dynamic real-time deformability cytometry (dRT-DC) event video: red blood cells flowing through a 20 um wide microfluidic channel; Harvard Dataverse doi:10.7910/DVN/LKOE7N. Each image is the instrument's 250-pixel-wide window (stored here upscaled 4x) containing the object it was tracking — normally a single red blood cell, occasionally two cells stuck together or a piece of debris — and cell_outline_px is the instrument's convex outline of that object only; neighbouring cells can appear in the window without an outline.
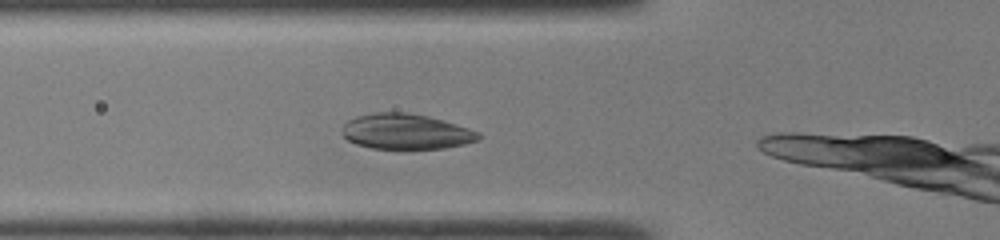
{"species": "common noctule bat (a hibernating species)", "species_latin": "Nyctalus noctula", "temperature_condition": "room temperature", "stored_images_in_passage": 11, "camera_frame_rate_fps": 3000, "um_per_image_px": 0.085, "animal": {"sex": "male", "body_mass_g": 19.0, "forearm_length_mm": 50.8}, "frame": {"image": 1, "passage_image": 4, "time_ms": 1.0, "image_size_px": [1000, 240], "cell_outline_px": [[484, 136], [480, 140], [464, 144], [444, 148], [404, 152], [400, 152], [372, 148], [356, 144], [348, 140], [340, 132], [344, 124], [348, 120], [356, 116], [376, 112], [408, 112], [428, 116], [456, 124], [480, 132]], "centroid_in_image_um": [34.52, 11.23], "position_along_channel_um": 91.3, "area_um2": 29.3}}
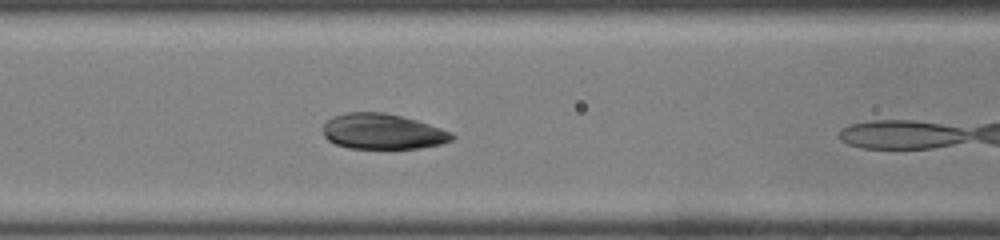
{"frame": {"image": 2, "passage_image": 7, "time_ms": 2.0, "image_size_px": [1000, 240], "cell_outline_px": [[456, 136], [452, 140], [440, 144], [420, 148], [348, 148], [336, 144], [328, 140], [324, 136], [324, 124], [332, 116], [348, 112], [384, 112], [416, 120], [452, 132]], "centroid_in_image_um": [32.52, 11.18], "position_along_channel_um": 134.1, "area_um2": 26.53}}